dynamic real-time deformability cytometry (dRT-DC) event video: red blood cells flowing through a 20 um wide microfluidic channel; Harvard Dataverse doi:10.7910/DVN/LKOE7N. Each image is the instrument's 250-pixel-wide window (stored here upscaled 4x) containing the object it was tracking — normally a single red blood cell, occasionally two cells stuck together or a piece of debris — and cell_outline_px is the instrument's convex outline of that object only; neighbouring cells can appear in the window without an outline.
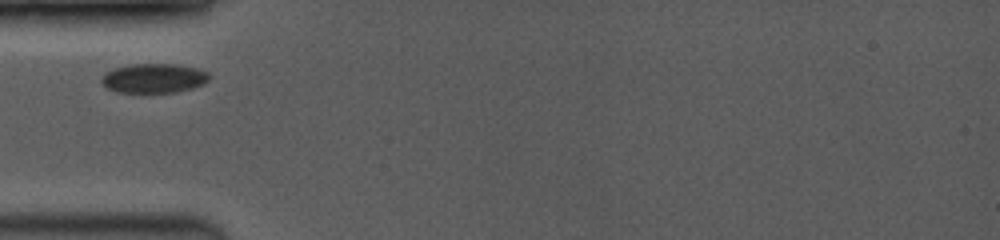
{"species": "common noctule bat (a hibernating species)", "species_latin": "Nyctalus noctula", "temperature_condition": "room temperature", "stored_images_in_passage": 7, "camera_frame_rate_fps": 3500, "um_per_image_px": 0.085, "animal": {"sex": "female", "body_mass_g": 19.0, "forearm_length_mm": 53.3}, "frame": {"image": 1, "passage_image": 1, "time_ms": 0.0, "image_size_px": [1000, 240], "cell_outline_px": [[212, 76], [204, 84], [192, 88], [176, 92], [116, 92], [108, 88], [100, 80], [108, 72], [116, 68], [132, 64], [176, 64], [196, 68], [208, 72]], "centroid_in_image_um": [13.14, 6.65], "position_along_channel_um": 71.9, "area_um2": 18.26}}
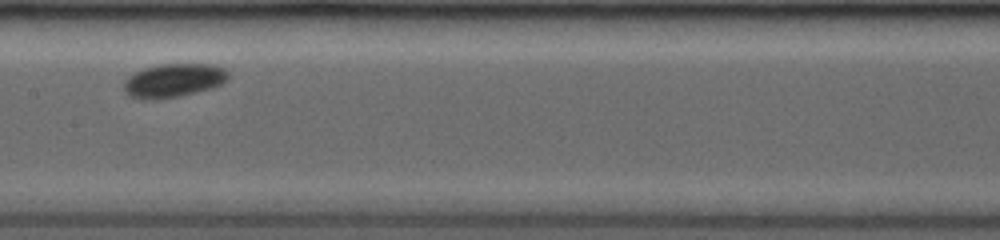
{"frame": {"image": 2, "passage_image": 4, "time_ms": 3.143, "image_size_px": [1000, 240], "cell_outline_px": [[228, 76], [220, 84], [212, 88], [180, 96], [152, 100], [144, 100], [128, 96], [124, 92], [124, 80], [128, 76], [144, 68], [160, 64], [212, 64], [224, 68], [228, 72]], "centroid_in_image_um": [14.71, 6.85], "position_along_channel_um": 192.7, "area_um2": 20.52}}
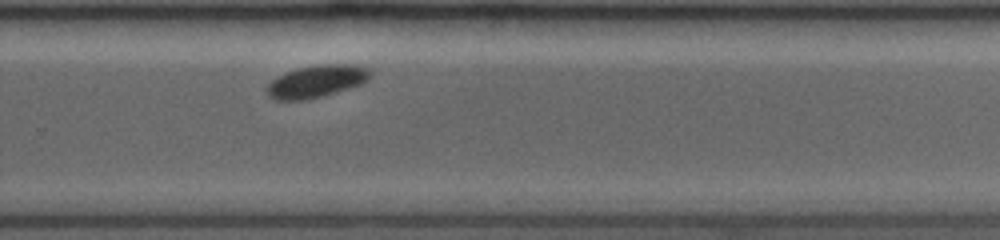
{"frame": {"image": 3, "passage_image": 7, "time_ms": 6.0, "image_size_px": [1000, 240], "cell_outline_px": [[372, 76], [368, 80], [360, 84], [324, 96], [308, 100], [276, 100], [268, 96], [264, 88], [276, 76], [284, 72], [296, 68], [324, 64], [348, 64], [368, 68], [372, 72]], "centroid_in_image_um": [26.86, 6.92], "position_along_channel_um": 302.9, "area_um2": 19.71}}